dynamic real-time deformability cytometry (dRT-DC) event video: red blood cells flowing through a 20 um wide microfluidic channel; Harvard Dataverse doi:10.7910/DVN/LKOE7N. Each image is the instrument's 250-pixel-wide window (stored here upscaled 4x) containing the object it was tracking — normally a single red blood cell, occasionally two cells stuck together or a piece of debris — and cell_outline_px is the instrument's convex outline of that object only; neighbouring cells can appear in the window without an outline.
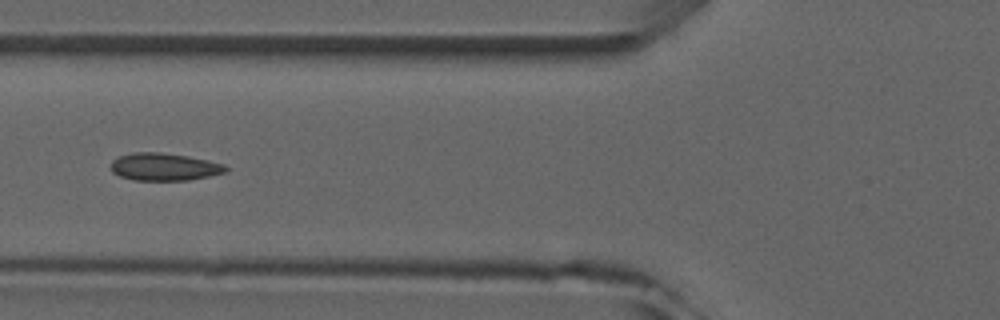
{"species": "common noctule bat (a hibernating species)", "species_latin": "Nyctalus noctula", "temperature_condition": "room temperature", "stored_images_in_passage": 7, "camera_frame_rate_fps": 3000, "um_per_image_px": 0.085, "animal": {"sex": "male", "forearm_length_mm": 52.5}, "frame": {"image": 1, "passage_image": 6, "time_ms": 5.667, "image_size_px": [1000, 320], "cell_outline_px": [[228, 172], [188, 180], [136, 180], [120, 176], [112, 172], [112, 160], [116, 156], [136, 152], [160, 152], [188, 156], [208, 160], [224, 164], [228, 168]], "centroid_in_image_um": [13.97, 14.17], "position_along_channel_um": 111.8, "area_um2": 18.44}}
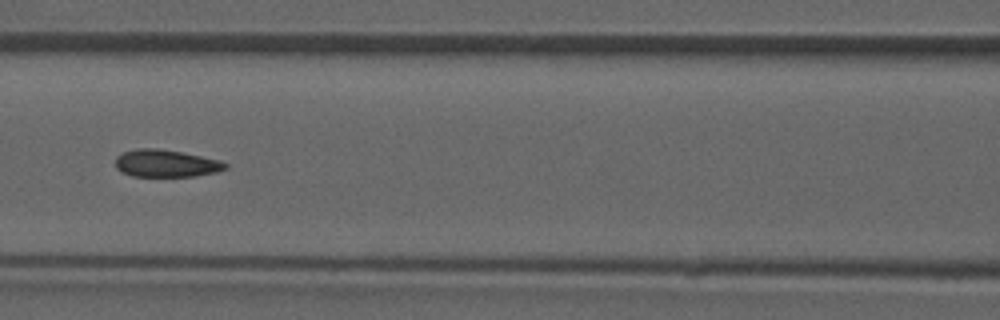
{"frame": {"image": 2, "passage_image": 7, "time_ms": 6.667, "image_size_px": [1000, 320], "cell_outline_px": [[228, 168], [216, 172], [196, 176], [132, 176], [120, 172], [116, 168], [116, 156], [124, 152], [136, 148], [156, 148], [180, 152], [220, 160], [228, 164]], "centroid_in_image_um": [14.09, 13.89], "position_along_channel_um": 152.5, "area_um2": 17.51}}